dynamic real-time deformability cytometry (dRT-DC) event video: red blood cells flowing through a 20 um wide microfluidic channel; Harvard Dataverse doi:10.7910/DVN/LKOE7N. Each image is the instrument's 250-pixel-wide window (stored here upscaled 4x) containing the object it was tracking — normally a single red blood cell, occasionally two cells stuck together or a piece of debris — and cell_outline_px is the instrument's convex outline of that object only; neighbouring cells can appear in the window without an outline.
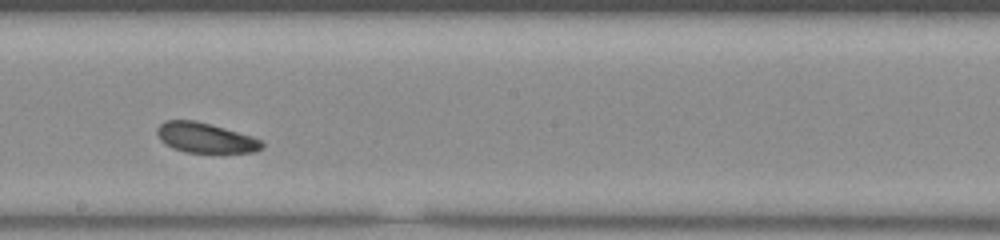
{"species": "common noctule bat (a hibernating species)", "species_latin": "Nyctalus noctula", "temperature_condition": "room temperature", "stored_images_in_passage": 22, "camera_frame_rate_fps": 3000, "um_per_image_px": 0.085, "animal": {"sex": "male", "body_mass_g": 20.0, "forearm_length_mm": 53.3}, "frame": {"image": 1, "passage_image": 16, "time_ms": 5.0, "image_size_px": [1000, 240], "cell_outline_px": [[264, 148], [256, 152], [184, 152], [172, 148], [164, 144], [160, 140], [156, 132], [156, 128], [164, 120], [196, 120], [252, 136], [260, 140], [264, 144]], "centroid_in_image_um": [17.43, 11.71], "position_along_channel_um": 230.8, "area_um2": 18.44}}
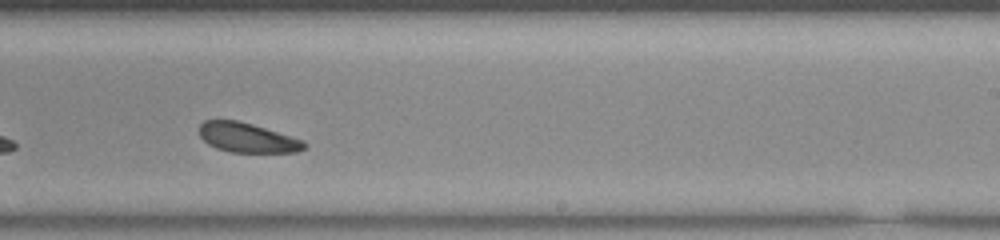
{"frame": {"image": 2, "passage_image": 19, "time_ms": 6.0, "image_size_px": [1000, 240], "cell_outline_px": [[308, 148], [296, 152], [228, 152], [216, 148], [208, 144], [200, 136], [200, 124], [204, 120], [236, 120], [252, 124], [304, 140], [308, 144]], "centroid_in_image_um": [21.05, 11.71], "position_along_channel_um": 268.0, "area_um2": 18.15}}